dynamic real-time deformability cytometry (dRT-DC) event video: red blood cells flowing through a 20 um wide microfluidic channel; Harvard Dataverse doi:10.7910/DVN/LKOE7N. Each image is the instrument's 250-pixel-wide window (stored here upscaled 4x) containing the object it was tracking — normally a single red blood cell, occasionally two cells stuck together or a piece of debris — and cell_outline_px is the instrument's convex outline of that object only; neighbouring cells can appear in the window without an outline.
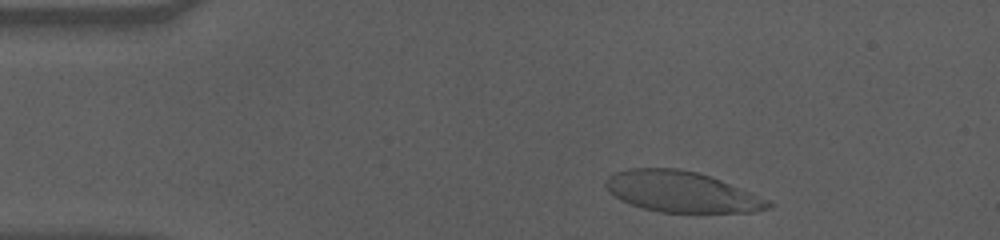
{"species": "human", "species_latin": "Homo sapiens", "temperature_condition": "cold", "stored_images_in_passage": 42, "camera_frame_rate_fps": 3000, "um_per_image_px": 0.085, "donor": {"sex": "male"}, "frame": {"image": 1, "passage_image": 4, "time_ms": 1.0, "image_size_px": [1000, 240], "cell_outline_px": [[776, 204], [772, 208], [756, 212], [696, 216], [660, 212], [644, 208], [620, 200], [604, 184], [604, 180], [608, 176], [616, 172], [628, 168], [680, 168], [696, 172], [720, 180], [768, 200]], "centroid_in_image_um": [58.0, 16.37], "position_along_channel_um": 27.0, "area_um2": 39.71}}
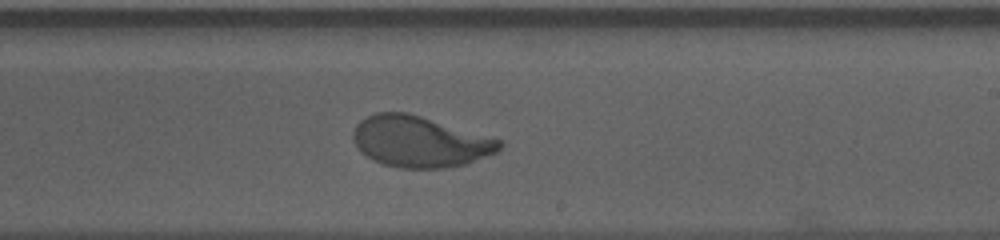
{"frame": {"image": 2, "passage_image": 29, "time_ms": 9.333, "image_size_px": [1000, 240], "cell_outline_px": [[504, 144], [496, 152], [464, 164], [444, 168], [400, 168], [384, 164], [360, 152], [356, 148], [352, 140], [352, 132], [356, 124], [360, 120], [376, 112], [408, 112], [504, 140]], "centroid_in_image_um": [35.67, 12.02], "position_along_channel_um": 253.3, "area_um2": 43.64}}
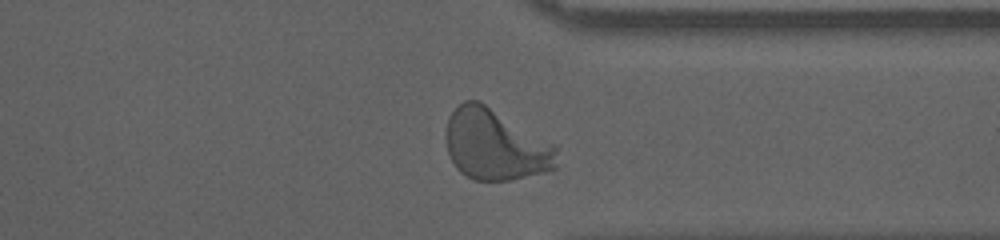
{"frame": {"image": 3, "passage_image": 39, "time_ms": 12.667, "image_size_px": [1000, 240], "cell_outline_px": [[556, 168], [544, 172], [508, 180], [476, 180], [460, 172], [456, 168], [448, 152], [444, 140], [444, 136], [448, 116], [464, 100], [480, 100], [556, 144]], "centroid_in_image_um": [42.08, 12.28], "position_along_channel_um": 369.3, "area_um2": 46.18}, "authors_computed_cell_mechanics": {"area_um2": 43.2922, "velocity_mm_per_s": 3.5145, "shape_relaxation_time_tau1_ms": 3.1895, "shape_relaxation_time_tau2_ms": null, "deformation_change_tau1": 0.1985, "deformation_change_tau2": null}}